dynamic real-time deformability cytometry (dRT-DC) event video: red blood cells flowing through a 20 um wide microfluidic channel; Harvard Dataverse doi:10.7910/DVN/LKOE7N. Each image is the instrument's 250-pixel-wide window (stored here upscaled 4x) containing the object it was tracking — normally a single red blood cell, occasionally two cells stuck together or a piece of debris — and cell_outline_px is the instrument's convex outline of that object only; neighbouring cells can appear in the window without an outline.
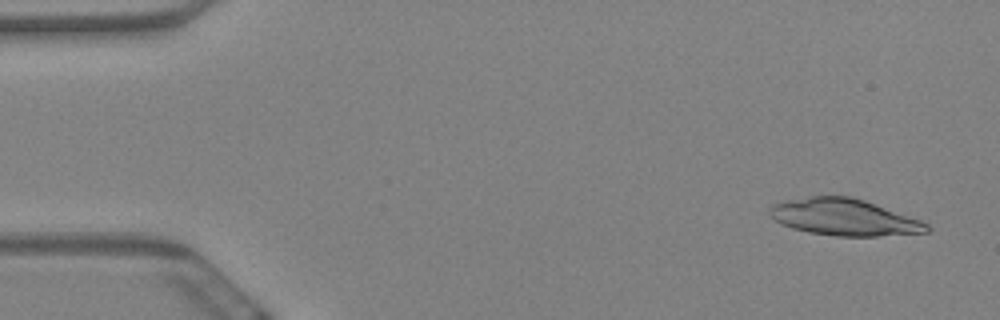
{"species": "Egyptian fruit bat (a non-hibernating species)", "species_latin": "Rousettus aegyptiacus", "temperature_condition": "warm", "stored_images_in_passage": 58, "camera_frame_rate_fps": 3000, "um_per_image_px": 0.085, "animal": {"sex": "female"}, "frame": {"image": 1, "passage_image": 3, "time_ms": 0.667, "image_size_px": [1000, 320], "cell_outline_px": [[932, 228], [928, 232], [880, 236], [836, 236], [808, 232], [792, 228], [780, 224], [768, 212], [772, 204], [784, 200], [812, 196], [852, 196], [864, 200], [920, 220], [928, 224]], "centroid_in_image_um": [71.74, 18.46], "position_along_channel_um": 13.3, "area_um2": 33.52}}
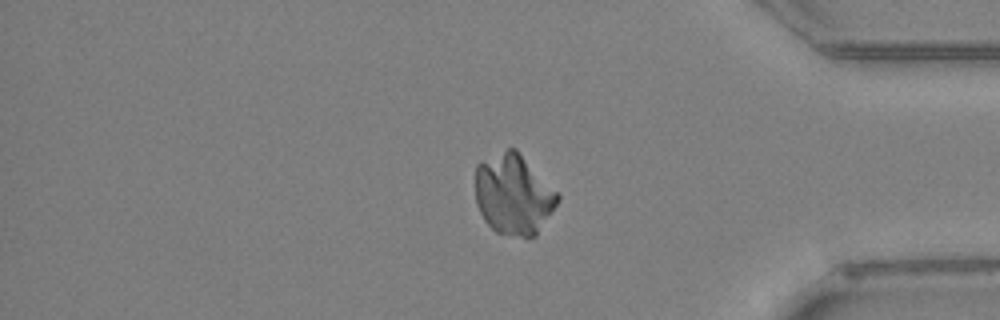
{"frame": {"image": 2, "passage_image": 48, "time_ms": 15.667, "image_size_px": [1000, 320], "cell_outline_px": [[560, 200], [536, 236], [520, 236], [496, 232], [484, 220], [476, 204], [476, 164], [508, 148], [516, 148], [560, 196]], "centroid_in_image_um": [43.64, 16.53], "position_along_channel_um": 391.6, "area_um2": 38.21}}
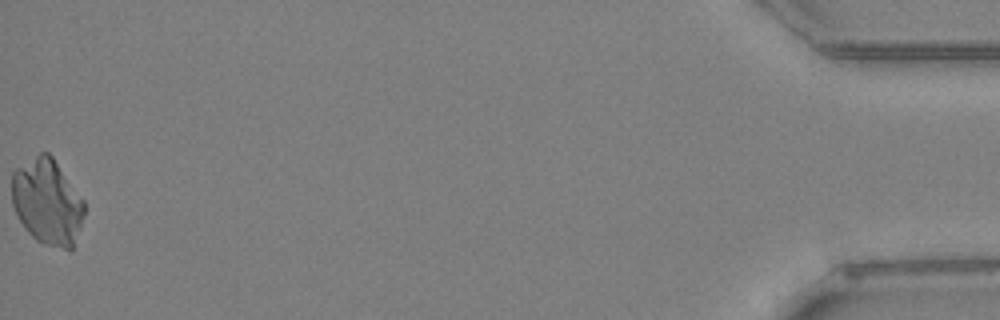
{"frame": {"image": 3, "passage_image": 58, "time_ms": 19.0, "image_size_px": [1000, 320], "cell_outline_px": [[84, 216], [80, 228], [72, 248], [64, 248], [44, 244], [36, 240], [24, 228], [12, 204], [12, 172], [16, 168], [40, 152], [48, 152], [52, 156], [84, 200]], "centroid_in_image_um": [4.01, 17.14], "position_along_channel_um": 431.2, "area_um2": 36.01}}